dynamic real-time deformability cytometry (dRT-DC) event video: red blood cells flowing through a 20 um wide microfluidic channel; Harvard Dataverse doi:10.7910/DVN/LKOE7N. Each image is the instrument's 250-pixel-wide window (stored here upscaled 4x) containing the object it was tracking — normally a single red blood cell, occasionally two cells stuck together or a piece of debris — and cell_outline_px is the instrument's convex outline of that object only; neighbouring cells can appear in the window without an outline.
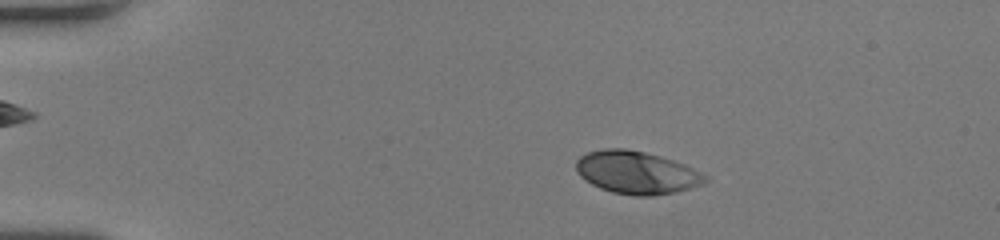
{"species": "human", "species_latin": "Homo sapiens", "temperature_condition": "room temperature", "stored_images_in_passage": 52, "camera_frame_rate_fps": 3000, "um_per_image_px": 0.085, "donor": {"sex": "female"}, "frame": {"image": 1, "passage_image": 10, "time_ms": 3.0, "image_size_px": [1000, 240], "cell_outline_px": [[708, 180], [704, 184], [692, 188], [652, 196], [636, 196], [612, 192], [600, 188], [592, 184], [580, 176], [576, 168], [576, 160], [580, 156], [588, 152], [604, 148], [624, 148], [644, 152], [660, 156], [684, 164], [708, 176]], "centroid_in_image_um": [54.11, 14.66], "position_along_channel_um": 30.9, "area_um2": 32.08}}
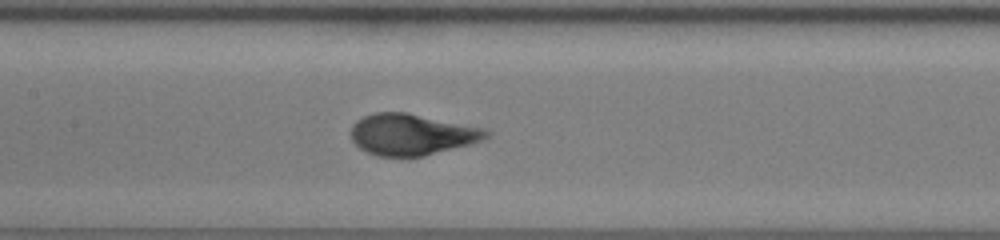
{"frame": {"image": 2, "passage_image": 26, "time_ms": 8.333, "image_size_px": [1000, 240], "cell_outline_px": [[492, 132], [484, 140], [472, 144], [424, 156], [376, 156], [360, 148], [352, 140], [348, 132], [352, 124], [356, 120], [364, 116], [376, 112], [404, 112], [484, 128]], "centroid_in_image_um": [34.98, 11.43], "position_along_channel_um": 172.4, "area_um2": 32.66}}
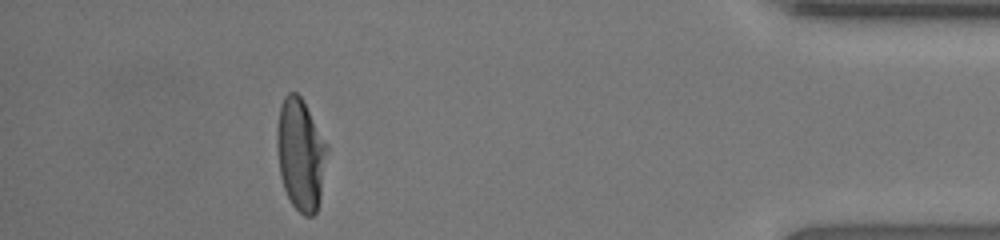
{"frame": {"image": 3, "passage_image": 47, "time_ms": 15.333, "image_size_px": [1000, 240], "cell_outline_px": [[328, 148], [320, 200], [316, 212], [312, 216], [304, 216], [292, 204], [284, 188], [280, 176], [276, 148], [276, 128], [280, 104], [284, 96], [288, 92], [296, 92], [304, 100], [328, 144]], "centroid_in_image_um": [25.54, 13.08], "position_along_channel_um": 409.7, "area_um2": 33.18}, "authors_computed_cell_mechanics": {"area_um2": 32.5703, "velocity_mm_per_s": 4.075, "shape_relaxation_time_tau1_ms": 3.6663, "shape_relaxation_time_tau2_ms": null, "deformation_change_tau1": 0.2179, "deformation_change_tau2": null}}